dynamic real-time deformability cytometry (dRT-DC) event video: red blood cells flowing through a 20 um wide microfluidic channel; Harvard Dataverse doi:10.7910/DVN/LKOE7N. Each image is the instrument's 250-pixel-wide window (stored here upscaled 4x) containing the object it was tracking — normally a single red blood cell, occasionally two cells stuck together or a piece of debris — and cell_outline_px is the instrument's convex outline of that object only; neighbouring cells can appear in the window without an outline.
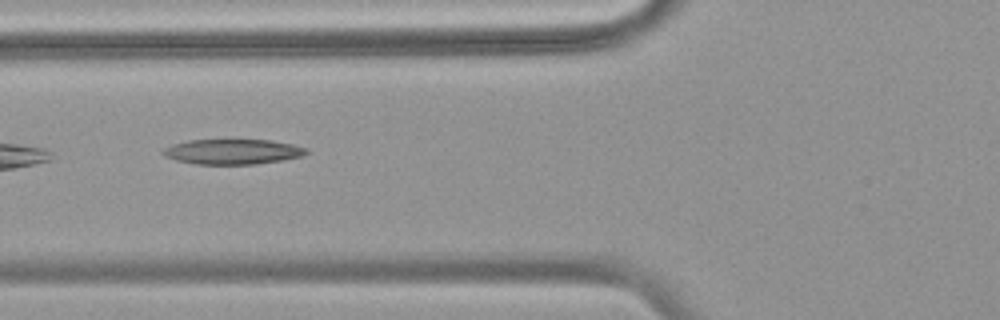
{"species": "common noctule bat (a hibernating species)", "species_latin": "Nyctalus noctula", "temperature_condition": "warm", "stored_images_in_passage": 22, "camera_frame_rate_fps": 3000, "um_per_image_px": 0.085, "animal": {"sex": "female", "body_mass_g": 18.4}, "frame": {"image": 1, "passage_image": 4, "time_ms": 1.0, "image_size_px": [1000, 320], "cell_outline_px": [[308, 152], [304, 156], [284, 160], [256, 164], [196, 164], [176, 160], [164, 156], [160, 152], [164, 148], [172, 144], [188, 140], [272, 140], [292, 144], [308, 148]], "centroid_in_image_um": [19.79, 12.89], "position_along_channel_um": 106.0, "area_um2": 21.15}}